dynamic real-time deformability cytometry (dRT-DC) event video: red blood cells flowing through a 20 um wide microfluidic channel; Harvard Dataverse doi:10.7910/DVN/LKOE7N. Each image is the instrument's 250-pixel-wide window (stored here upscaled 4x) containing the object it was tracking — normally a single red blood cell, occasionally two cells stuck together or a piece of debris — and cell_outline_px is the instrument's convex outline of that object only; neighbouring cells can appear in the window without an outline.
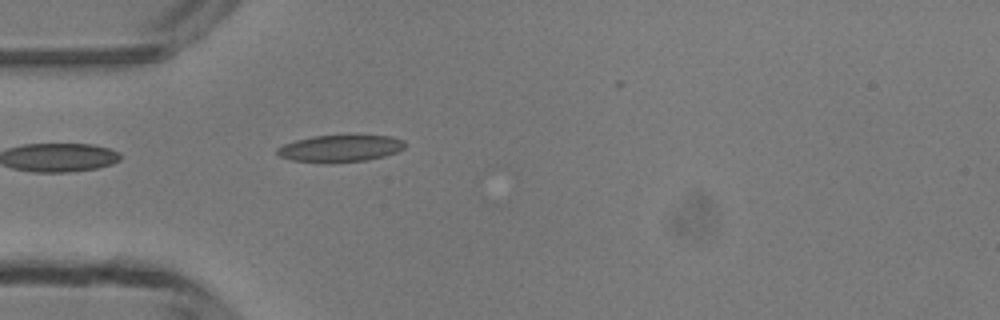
{"species": "common noctule bat (a hibernating species)", "species_latin": "Nyctalus noctula", "temperature_condition": "room temperature", "stored_images_in_passage": 28, "camera_frame_rate_fps": 3000, "um_per_image_px": 0.085, "animal": {"sex": "male", "body_mass_g": 13.3}, "frame": {"image": 1, "passage_image": 1, "time_ms": 0.0, "image_size_px": [1000, 320], "cell_outline_px": [[408, 144], [404, 148], [396, 152], [384, 156], [368, 160], [332, 164], [324, 164], [292, 160], [280, 156], [276, 152], [276, 148], [284, 144], [296, 140], [312, 136], [392, 136], [404, 140]], "centroid_in_image_um": [28.92, 12.64], "position_along_channel_um": 56.1, "area_um2": 20.35}}
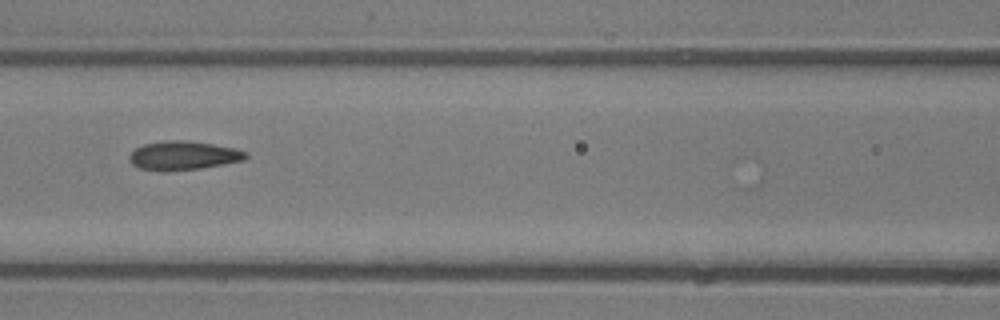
{"frame": {"image": 2, "passage_image": 8, "time_ms": 2.333, "image_size_px": [1000, 320], "cell_outline_px": [[248, 156], [244, 160], [200, 168], [140, 168], [132, 164], [128, 156], [136, 148], [144, 144], [168, 140], [184, 140], [212, 144], [236, 148], [248, 152]], "centroid_in_image_um": [15.65, 13.17], "position_along_channel_um": 151.0, "area_um2": 18.67}}
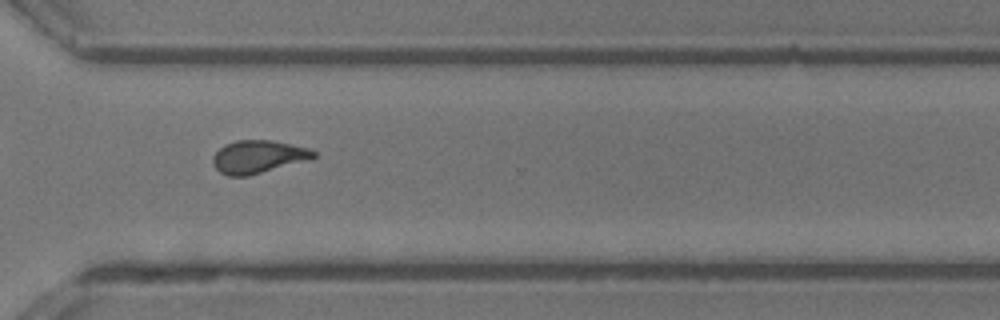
{"frame": {"image": 3, "passage_image": 22, "time_ms": 7.0, "image_size_px": [1000, 320], "cell_outline_px": [[316, 156], [308, 160], [248, 176], [228, 176], [220, 172], [212, 164], [212, 156], [224, 144], [236, 140], [272, 140], [312, 148], [316, 152]], "centroid_in_image_um": [21.94, 13.31], "position_along_channel_um": 348.7, "area_um2": 19.48}}